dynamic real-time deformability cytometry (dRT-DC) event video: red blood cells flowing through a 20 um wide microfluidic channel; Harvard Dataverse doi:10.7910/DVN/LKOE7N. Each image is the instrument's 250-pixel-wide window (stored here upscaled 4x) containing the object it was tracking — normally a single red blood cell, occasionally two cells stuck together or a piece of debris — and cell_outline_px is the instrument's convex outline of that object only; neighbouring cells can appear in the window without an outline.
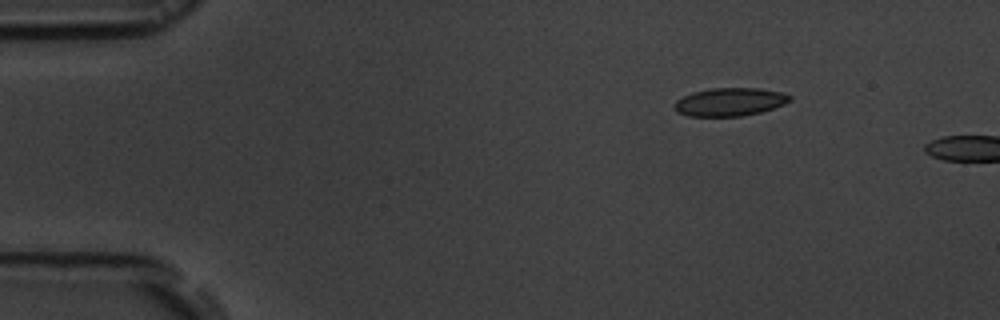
{"species": "common noctule bat (a hibernating species)", "species_latin": "Nyctalus noctula", "temperature_condition": "room temperature", "stored_images_in_passage": 4, "camera_frame_rate_fps": 3000, "um_per_image_px": 0.085, "animal": {"sex": "male", "body_mass_g": 19.5, "forearm_length_mm": 54.6}, "frame": {"image": 1, "passage_image": 1, "time_ms": 0.0, "image_size_px": [1000, 320], "cell_outline_px": [[792, 100], [784, 104], [760, 112], [740, 116], [688, 116], [680, 112], [672, 104], [676, 100], [692, 92], [712, 88], [760, 88], [780, 92], [792, 96]], "centroid_in_image_um": [62.04, 8.65], "position_along_channel_um": 23.0, "area_um2": 18.79}}